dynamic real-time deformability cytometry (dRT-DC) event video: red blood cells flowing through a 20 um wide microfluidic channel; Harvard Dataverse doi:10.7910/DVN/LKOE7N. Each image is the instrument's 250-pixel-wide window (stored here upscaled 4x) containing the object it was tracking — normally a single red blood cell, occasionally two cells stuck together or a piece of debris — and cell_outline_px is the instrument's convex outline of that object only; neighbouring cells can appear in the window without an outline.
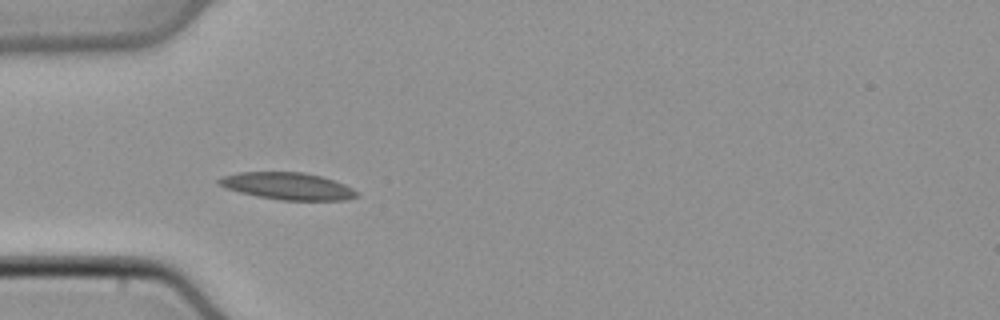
{"species": "common noctule bat (a hibernating species)", "species_latin": "Nyctalus noctula", "temperature_condition": "cold", "stored_images_in_passage": 5, "camera_frame_rate_fps": 3000, "um_per_image_px": 0.085, "animal": {"sex": "male", "body_mass_g": 21.5, "forearm_length_mm": 52.0}, "frame": {"image": 1, "passage_image": 1, "time_ms": 0.0, "image_size_px": [1000, 320], "cell_outline_px": [[360, 196], [348, 200], [280, 200], [256, 196], [240, 192], [216, 184], [216, 180], [224, 176], [240, 172], [304, 172], [320, 176], [344, 184], [352, 188]], "centroid_in_image_um": [24.45, 15.82], "position_along_channel_um": 60.6, "area_um2": 21.68}}
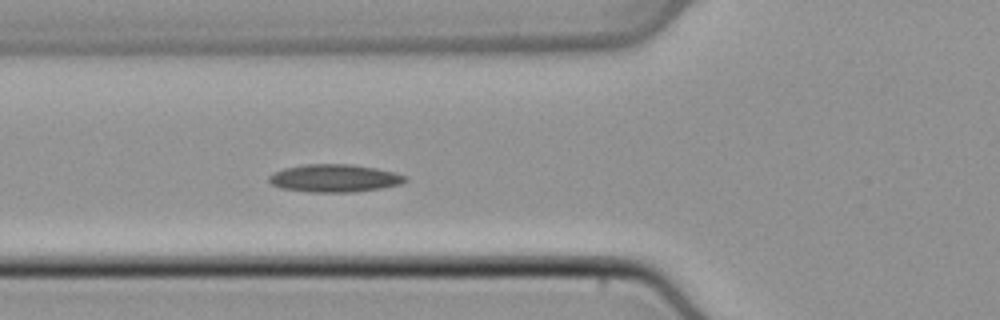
{"frame": {"image": 2, "passage_image": 4, "time_ms": 1.0, "image_size_px": [1000, 320], "cell_outline_px": [[408, 180], [400, 184], [380, 188], [352, 192], [308, 192], [280, 188], [272, 184], [268, 180], [268, 176], [284, 168], [304, 164], [352, 164], [376, 168], [408, 176]], "centroid_in_image_um": [28.42, 15.14], "position_along_channel_um": 97.4, "area_um2": 22.02}}